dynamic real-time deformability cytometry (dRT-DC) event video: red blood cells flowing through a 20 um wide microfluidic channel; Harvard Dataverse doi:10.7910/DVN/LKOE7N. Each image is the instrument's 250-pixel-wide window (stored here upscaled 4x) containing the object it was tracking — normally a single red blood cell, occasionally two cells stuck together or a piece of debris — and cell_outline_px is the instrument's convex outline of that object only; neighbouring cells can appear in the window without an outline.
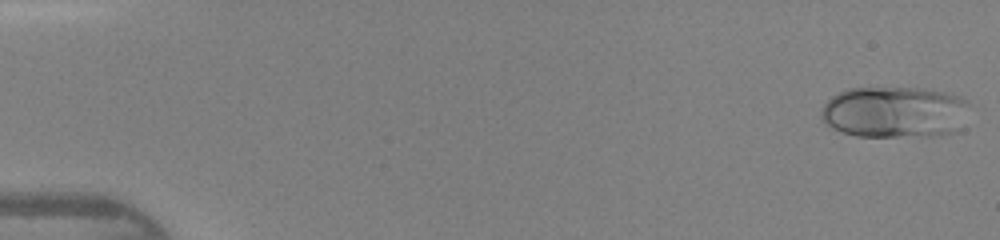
{"species": "human", "species_latin": "Homo sapiens", "temperature_condition": "warm", "stored_images_in_passage": 46, "camera_frame_rate_fps": 3000, "um_per_image_px": 0.085, "donor": {"sex": "female"}, "frame": {"image": 1, "passage_image": 1, "time_ms": 0.0, "image_size_px": [1000, 240], "cell_outline_px": [[968, 104], [956, 132], [928, 136], [856, 136], [832, 128], [820, 120], [820, 108], [832, 96], [848, 88], [932, 88], [952, 92], [968, 100]], "centroid_in_image_um": [76.01, 9.5], "position_along_channel_um": 9.0, "area_um2": 44.74}}
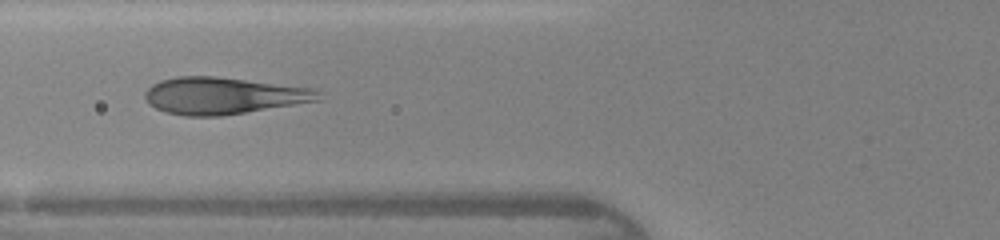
{"frame": {"image": 2, "passage_image": 18, "time_ms": 5.667, "image_size_px": [1000, 240], "cell_outline_px": [[320, 100], [220, 116], [184, 116], [168, 112], [156, 108], [148, 104], [144, 100], [144, 92], [152, 84], [160, 80], [176, 76], [216, 76], [320, 88]], "centroid_in_image_um": [18.99, 8.12], "position_along_channel_um": 106.8, "area_um2": 37.57}}
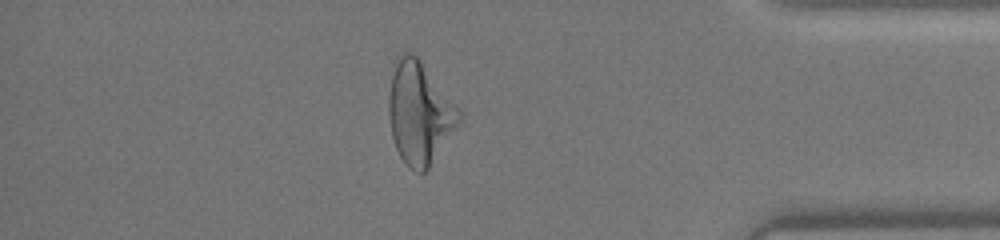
{"frame": {"image": 3, "passage_image": 40, "time_ms": 13.0, "image_size_px": [1000, 240], "cell_outline_px": [[460, 120], [428, 168], [424, 172], [416, 172], [408, 168], [400, 156], [396, 148], [392, 136], [388, 116], [388, 96], [396, 56], [400, 52], [412, 52], [420, 60], [460, 108]], "centroid_in_image_um": [35.62, 9.57], "position_along_channel_um": 399.6, "area_um2": 41.5}}